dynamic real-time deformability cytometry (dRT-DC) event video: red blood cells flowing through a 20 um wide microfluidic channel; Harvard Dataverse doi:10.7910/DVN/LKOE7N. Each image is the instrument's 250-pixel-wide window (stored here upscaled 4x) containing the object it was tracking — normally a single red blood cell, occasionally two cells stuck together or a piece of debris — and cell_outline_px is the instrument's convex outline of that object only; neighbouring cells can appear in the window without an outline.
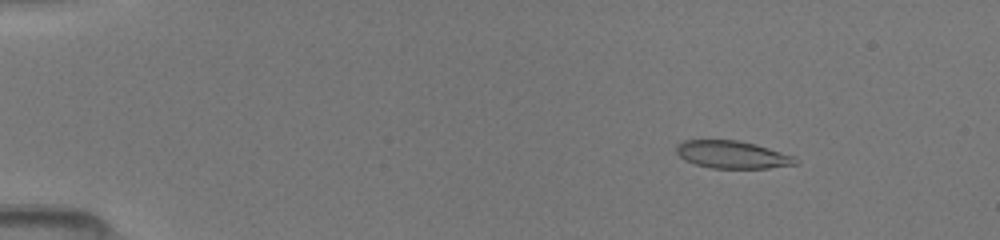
{"species": "common noctule bat (a hibernating species)", "species_latin": "Nyctalus noctula", "temperature_condition": "room temperature", "stored_images_in_passage": 53, "camera_frame_rate_fps": 3000, "um_per_image_px": 0.085, "animal": {"sex": "female", "body_mass_g": 19.5, "forearm_length_mm": 54.1}, "frame": {"image": 1, "passage_image": 8, "time_ms": 2.0, "image_size_px": [1000, 240], "cell_outline_px": [[800, 164], [768, 168], [712, 168], [696, 164], [684, 160], [676, 152], [676, 144], [684, 140], [740, 140], [756, 144], [796, 156], [800, 160]], "centroid_in_image_um": [62.3, 13.14], "position_along_channel_um": 22.7, "area_um2": 19.42}}
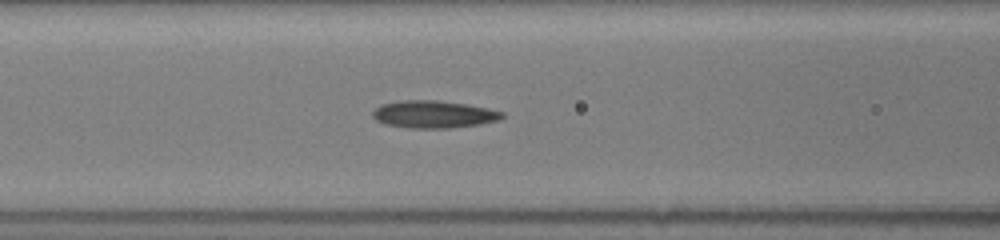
{"frame": {"image": 2, "passage_image": 28, "time_ms": 7.0, "image_size_px": [1000, 240], "cell_outline_px": [[504, 116], [500, 120], [480, 124], [452, 128], [408, 128], [384, 124], [376, 120], [372, 116], [372, 112], [380, 104], [400, 100], [440, 100], [468, 104], [488, 108], [504, 112]], "centroid_in_image_um": [36.86, 9.71], "position_along_channel_um": 129.7, "area_um2": 20.98}}
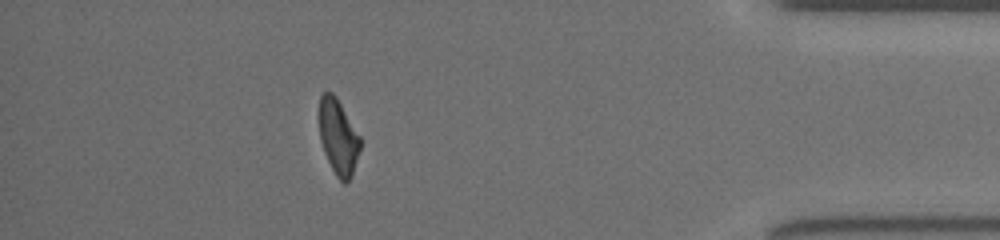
{"frame": {"image": 3, "passage_image": 46, "time_ms": 14.667, "image_size_px": [1000, 240], "cell_outline_px": [[364, 140], [352, 176], [344, 184], [336, 176], [324, 152], [320, 140], [320, 96], [324, 92], [332, 92], [336, 96]], "centroid_in_image_um": [28.81, 11.65], "position_along_channel_um": 406.4, "area_um2": 18.32}}